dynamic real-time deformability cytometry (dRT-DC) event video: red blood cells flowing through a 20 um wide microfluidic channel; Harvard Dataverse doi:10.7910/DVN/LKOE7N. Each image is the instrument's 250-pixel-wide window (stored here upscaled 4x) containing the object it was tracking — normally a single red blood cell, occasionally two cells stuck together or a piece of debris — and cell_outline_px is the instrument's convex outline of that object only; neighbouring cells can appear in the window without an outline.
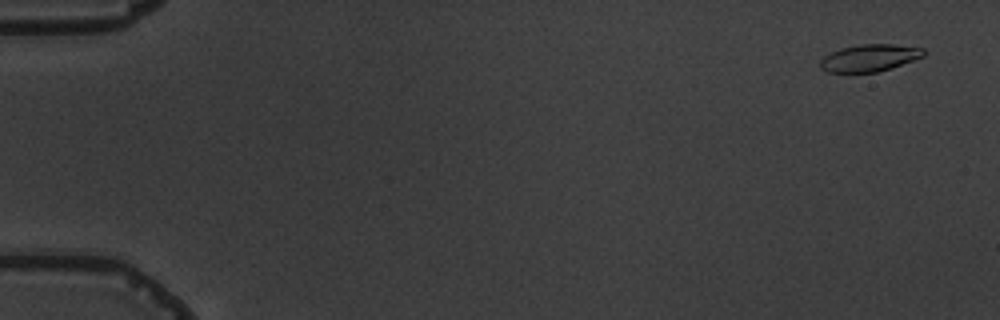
{"species": "common noctule bat (a hibernating species)", "species_latin": "Nyctalus noctula", "temperature_condition": "warm", "stored_images_in_passage": 5, "camera_frame_rate_fps": 3000, "um_per_image_px": 0.085, "animal": {"sex": "male", "body_mass_g": 19.5, "forearm_length_mm": 54.6}, "frame": {"image": 1, "passage_image": 1, "time_ms": 0.0, "image_size_px": [1000, 320], "cell_outline_px": [[928, 52], [924, 56], [892, 68], [876, 72], [828, 72], [820, 68], [820, 60], [824, 56], [840, 48], [860, 44], [892, 44], [924, 48]], "centroid_in_image_um": [73.94, 4.91], "position_along_channel_um": 11.1, "area_um2": 16.42}}
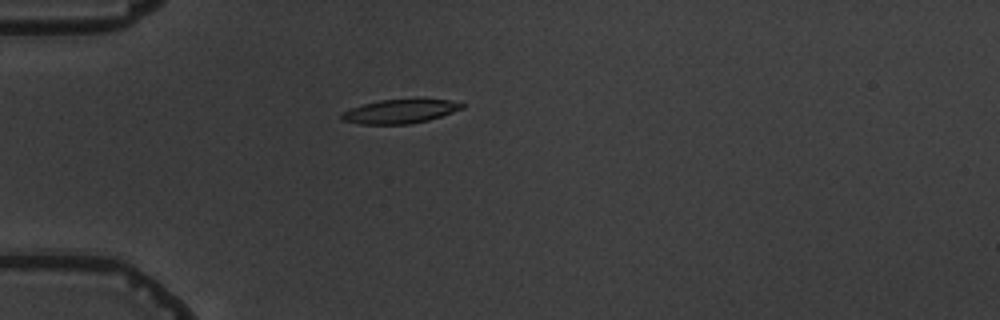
{"frame": {"image": 2, "passage_image": 5, "time_ms": 4.667, "image_size_px": [1000, 320], "cell_outline_px": [[464, 108], [428, 120], [408, 124], [360, 124], [340, 120], [340, 112], [364, 104], [380, 100], [448, 100], [464, 104]], "centroid_in_image_um": [33.93, 9.48], "position_along_channel_um": 51.1, "area_um2": 16.47}}